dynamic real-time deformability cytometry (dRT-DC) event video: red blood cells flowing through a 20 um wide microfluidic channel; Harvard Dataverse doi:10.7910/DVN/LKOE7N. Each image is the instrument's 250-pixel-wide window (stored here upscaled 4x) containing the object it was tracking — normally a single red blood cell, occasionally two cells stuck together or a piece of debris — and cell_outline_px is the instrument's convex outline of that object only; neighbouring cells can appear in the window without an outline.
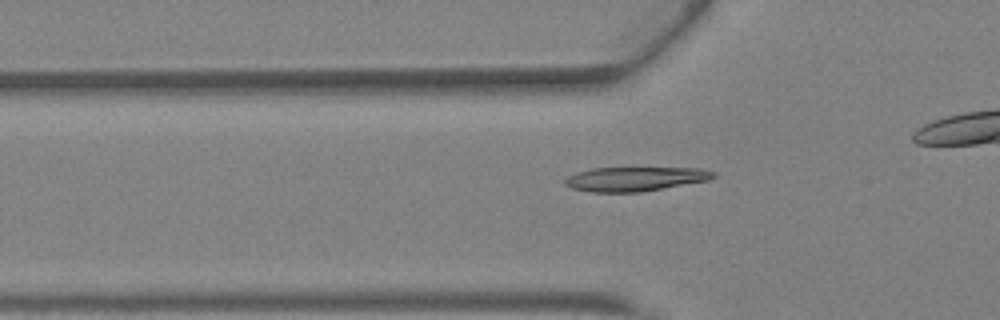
{"species": "Egyptian fruit bat (a non-hibernating species)", "species_latin": "Rousettus aegyptiacus", "temperature_condition": "warm", "stored_images_in_passage": 36, "camera_frame_rate_fps": 3000, "um_per_image_px": 0.085, "animal": {"sex": "female"}, "frame": {"image": 1, "passage_image": 15, "time_ms": 4.667, "image_size_px": [1000, 320], "cell_outline_px": [[716, 176], [708, 180], [640, 192], [592, 192], [572, 188], [564, 184], [564, 180], [568, 176], [576, 172], [592, 168], [700, 168], [716, 172]], "centroid_in_image_um": [53.96, 15.2], "position_along_channel_um": 71.8, "area_um2": 20.87}}
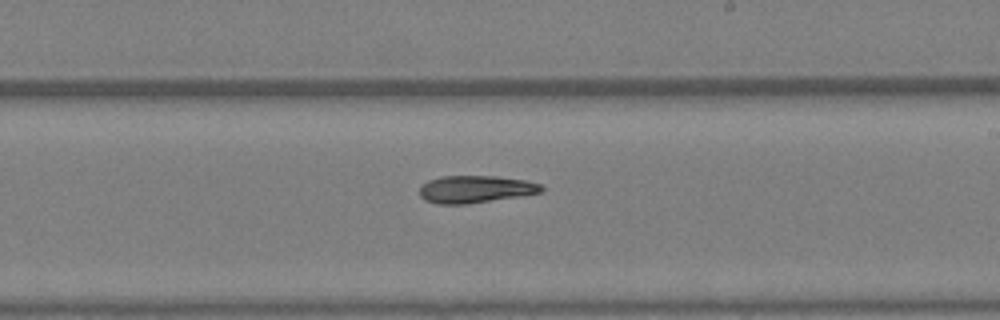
{"frame": {"image": 2, "passage_image": 26, "time_ms": 8.333, "image_size_px": [1000, 320], "cell_outline_px": [[544, 192], [520, 196], [464, 204], [436, 204], [424, 200], [420, 196], [420, 188], [428, 180], [440, 176], [496, 176], [524, 180], [540, 184], [544, 188]], "centroid_in_image_um": [40.4, 16.08], "position_along_channel_um": 248.6, "area_um2": 19.36}}
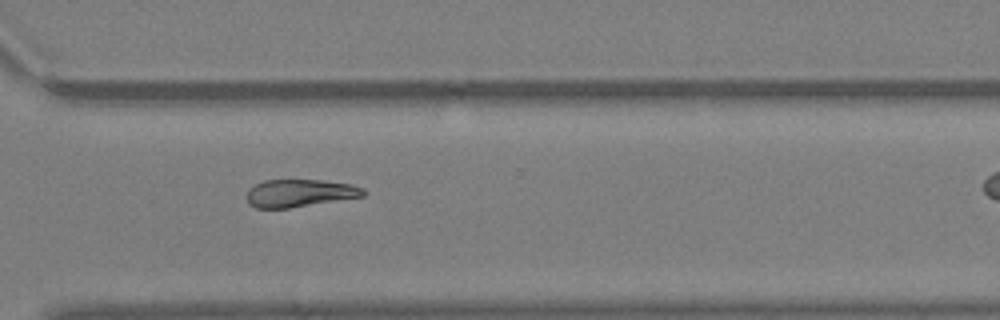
{"frame": {"image": 3, "passage_image": 32, "time_ms": 10.333, "image_size_px": [1000, 320], "cell_outline_px": [[364, 196], [288, 208], [256, 208], [248, 204], [248, 188], [264, 180], [324, 180], [352, 184], [364, 188]], "centroid_in_image_um": [25.47, 16.41], "position_along_channel_um": 345.1, "area_um2": 18.67}}